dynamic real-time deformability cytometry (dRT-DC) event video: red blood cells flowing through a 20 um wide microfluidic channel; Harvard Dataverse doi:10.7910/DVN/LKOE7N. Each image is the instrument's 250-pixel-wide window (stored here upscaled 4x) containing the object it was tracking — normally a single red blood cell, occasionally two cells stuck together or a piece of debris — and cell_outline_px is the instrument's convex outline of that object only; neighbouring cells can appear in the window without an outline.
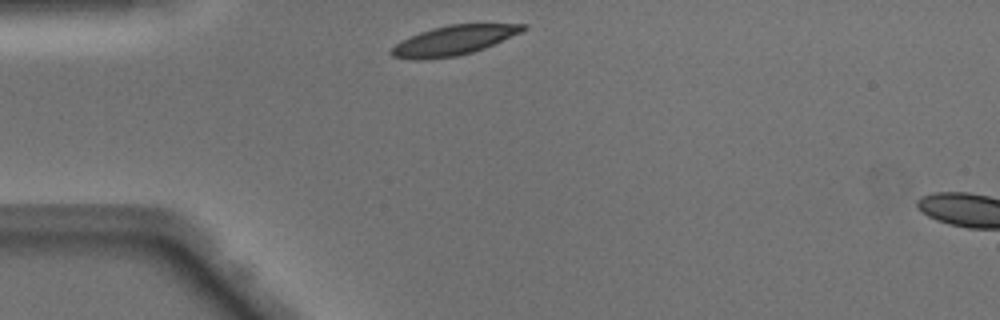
{"species": "Egyptian fruit bat (a non-hibernating species)", "species_latin": "Rousettus aegyptiacus", "temperature_condition": "warm", "stored_images_in_passage": 4, "camera_frame_rate_fps": 3000, "um_per_image_px": 0.085, "animal": {"sex": "male"}, "frame": {"image": 1, "passage_image": 1, "time_ms": 0.0, "image_size_px": [1000, 320], "cell_outline_px": [[528, 28], [520, 32], [484, 48], [472, 52], [456, 56], [424, 60], [416, 60], [392, 56], [388, 52], [400, 40], [420, 32], [432, 28], [452, 24], [528, 24]], "centroid_in_image_um": [38.51, 3.43], "position_along_channel_um": 46.5, "area_um2": 22.48}}